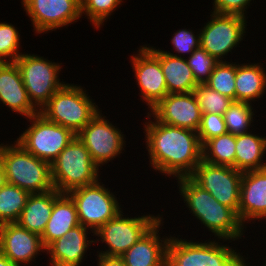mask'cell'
<instances>
[{"label": "cell", "mask_w": 266, "mask_h": 266, "mask_svg": "<svg viewBox=\"0 0 266 266\" xmlns=\"http://www.w3.org/2000/svg\"><path fill=\"white\" fill-rule=\"evenodd\" d=\"M145 132L154 170L177 178L189 177L202 160V145L196 131L156 120L145 125Z\"/></svg>", "instance_id": "cell-1"}, {"label": "cell", "mask_w": 266, "mask_h": 266, "mask_svg": "<svg viewBox=\"0 0 266 266\" xmlns=\"http://www.w3.org/2000/svg\"><path fill=\"white\" fill-rule=\"evenodd\" d=\"M178 180L179 192L187 207L209 231L224 240L241 238L244 224L233 209L219 203L190 177H180Z\"/></svg>", "instance_id": "cell-2"}, {"label": "cell", "mask_w": 266, "mask_h": 266, "mask_svg": "<svg viewBox=\"0 0 266 266\" xmlns=\"http://www.w3.org/2000/svg\"><path fill=\"white\" fill-rule=\"evenodd\" d=\"M2 145H0V160L7 183L29 193H43L54 189L49 162L35 157L17 142L14 146Z\"/></svg>", "instance_id": "cell-3"}, {"label": "cell", "mask_w": 266, "mask_h": 266, "mask_svg": "<svg viewBox=\"0 0 266 266\" xmlns=\"http://www.w3.org/2000/svg\"><path fill=\"white\" fill-rule=\"evenodd\" d=\"M98 169L76 135L51 163L54 189L60 193H68L75 188L94 184L98 181Z\"/></svg>", "instance_id": "cell-4"}, {"label": "cell", "mask_w": 266, "mask_h": 266, "mask_svg": "<svg viewBox=\"0 0 266 266\" xmlns=\"http://www.w3.org/2000/svg\"><path fill=\"white\" fill-rule=\"evenodd\" d=\"M97 107L80 86L64 83L39 113L77 135L98 113Z\"/></svg>", "instance_id": "cell-5"}, {"label": "cell", "mask_w": 266, "mask_h": 266, "mask_svg": "<svg viewBox=\"0 0 266 266\" xmlns=\"http://www.w3.org/2000/svg\"><path fill=\"white\" fill-rule=\"evenodd\" d=\"M167 266H247L243 256L217 242H187L170 238L167 247Z\"/></svg>", "instance_id": "cell-6"}, {"label": "cell", "mask_w": 266, "mask_h": 266, "mask_svg": "<svg viewBox=\"0 0 266 266\" xmlns=\"http://www.w3.org/2000/svg\"><path fill=\"white\" fill-rule=\"evenodd\" d=\"M33 121L17 139L26 151L50 164L60 152L76 137L70 129L49 121L37 113L29 118Z\"/></svg>", "instance_id": "cell-7"}, {"label": "cell", "mask_w": 266, "mask_h": 266, "mask_svg": "<svg viewBox=\"0 0 266 266\" xmlns=\"http://www.w3.org/2000/svg\"><path fill=\"white\" fill-rule=\"evenodd\" d=\"M67 194L76 205L79 223L90 228L92 233L121 211L115 196L98 181L75 188Z\"/></svg>", "instance_id": "cell-8"}, {"label": "cell", "mask_w": 266, "mask_h": 266, "mask_svg": "<svg viewBox=\"0 0 266 266\" xmlns=\"http://www.w3.org/2000/svg\"><path fill=\"white\" fill-rule=\"evenodd\" d=\"M15 62L20 69L28 96L38 109L64 85L58 78L61 66L56 63L30 54H22Z\"/></svg>", "instance_id": "cell-9"}, {"label": "cell", "mask_w": 266, "mask_h": 266, "mask_svg": "<svg viewBox=\"0 0 266 266\" xmlns=\"http://www.w3.org/2000/svg\"><path fill=\"white\" fill-rule=\"evenodd\" d=\"M243 172L233 167L213 165L201 160L189 176L216 200L238 214Z\"/></svg>", "instance_id": "cell-10"}, {"label": "cell", "mask_w": 266, "mask_h": 266, "mask_svg": "<svg viewBox=\"0 0 266 266\" xmlns=\"http://www.w3.org/2000/svg\"><path fill=\"white\" fill-rule=\"evenodd\" d=\"M122 216V211H120L94 233L109 246L108 250L103 253L99 252V254L121 257L161 219L151 215L135 218Z\"/></svg>", "instance_id": "cell-11"}, {"label": "cell", "mask_w": 266, "mask_h": 266, "mask_svg": "<svg viewBox=\"0 0 266 266\" xmlns=\"http://www.w3.org/2000/svg\"><path fill=\"white\" fill-rule=\"evenodd\" d=\"M211 17V20L198 34L200 47L217 61L222 62L223 55L231 52L233 47H236L239 41L243 39V33H246V17L214 12H212Z\"/></svg>", "instance_id": "cell-12"}, {"label": "cell", "mask_w": 266, "mask_h": 266, "mask_svg": "<svg viewBox=\"0 0 266 266\" xmlns=\"http://www.w3.org/2000/svg\"><path fill=\"white\" fill-rule=\"evenodd\" d=\"M123 136L119 129L101 116L100 111L77 134L98 167L122 153Z\"/></svg>", "instance_id": "cell-13"}, {"label": "cell", "mask_w": 266, "mask_h": 266, "mask_svg": "<svg viewBox=\"0 0 266 266\" xmlns=\"http://www.w3.org/2000/svg\"><path fill=\"white\" fill-rule=\"evenodd\" d=\"M36 33L56 30L82 16L80 0H22ZM56 28V29H55Z\"/></svg>", "instance_id": "cell-14"}, {"label": "cell", "mask_w": 266, "mask_h": 266, "mask_svg": "<svg viewBox=\"0 0 266 266\" xmlns=\"http://www.w3.org/2000/svg\"><path fill=\"white\" fill-rule=\"evenodd\" d=\"M162 124L198 131L202 112L193 92L167 94L151 109Z\"/></svg>", "instance_id": "cell-15"}, {"label": "cell", "mask_w": 266, "mask_h": 266, "mask_svg": "<svg viewBox=\"0 0 266 266\" xmlns=\"http://www.w3.org/2000/svg\"><path fill=\"white\" fill-rule=\"evenodd\" d=\"M137 55L131 62L142 98L152 109L168 94L165 77L159 59L146 46Z\"/></svg>", "instance_id": "cell-16"}, {"label": "cell", "mask_w": 266, "mask_h": 266, "mask_svg": "<svg viewBox=\"0 0 266 266\" xmlns=\"http://www.w3.org/2000/svg\"><path fill=\"white\" fill-rule=\"evenodd\" d=\"M41 250L46 249L40 235L18 223L0 225V252L16 266L30 263Z\"/></svg>", "instance_id": "cell-17"}, {"label": "cell", "mask_w": 266, "mask_h": 266, "mask_svg": "<svg viewBox=\"0 0 266 266\" xmlns=\"http://www.w3.org/2000/svg\"><path fill=\"white\" fill-rule=\"evenodd\" d=\"M0 101L27 118L39 113L28 96L16 62H0Z\"/></svg>", "instance_id": "cell-18"}, {"label": "cell", "mask_w": 266, "mask_h": 266, "mask_svg": "<svg viewBox=\"0 0 266 266\" xmlns=\"http://www.w3.org/2000/svg\"><path fill=\"white\" fill-rule=\"evenodd\" d=\"M238 217L242 224L250 218L266 219V168L243 172Z\"/></svg>", "instance_id": "cell-19"}, {"label": "cell", "mask_w": 266, "mask_h": 266, "mask_svg": "<svg viewBox=\"0 0 266 266\" xmlns=\"http://www.w3.org/2000/svg\"><path fill=\"white\" fill-rule=\"evenodd\" d=\"M161 221L160 219L121 256L126 266H167V247L170 238L162 241L157 235Z\"/></svg>", "instance_id": "cell-20"}, {"label": "cell", "mask_w": 266, "mask_h": 266, "mask_svg": "<svg viewBox=\"0 0 266 266\" xmlns=\"http://www.w3.org/2000/svg\"><path fill=\"white\" fill-rule=\"evenodd\" d=\"M87 227L78 225L64 236L52 242L46 251L50 253L52 266H79L85 251L93 240H87Z\"/></svg>", "instance_id": "cell-21"}, {"label": "cell", "mask_w": 266, "mask_h": 266, "mask_svg": "<svg viewBox=\"0 0 266 266\" xmlns=\"http://www.w3.org/2000/svg\"><path fill=\"white\" fill-rule=\"evenodd\" d=\"M160 61L168 94L190 93L198 86L188 62L181 55L147 47Z\"/></svg>", "instance_id": "cell-22"}, {"label": "cell", "mask_w": 266, "mask_h": 266, "mask_svg": "<svg viewBox=\"0 0 266 266\" xmlns=\"http://www.w3.org/2000/svg\"><path fill=\"white\" fill-rule=\"evenodd\" d=\"M61 194L56 189L43 193H30L17 223L41 236L52 214L54 201Z\"/></svg>", "instance_id": "cell-23"}, {"label": "cell", "mask_w": 266, "mask_h": 266, "mask_svg": "<svg viewBox=\"0 0 266 266\" xmlns=\"http://www.w3.org/2000/svg\"><path fill=\"white\" fill-rule=\"evenodd\" d=\"M80 225L74 201L67 193H62L53 205L52 214L41 235V240L46 249L52 242L64 236L69 230Z\"/></svg>", "instance_id": "cell-24"}, {"label": "cell", "mask_w": 266, "mask_h": 266, "mask_svg": "<svg viewBox=\"0 0 266 266\" xmlns=\"http://www.w3.org/2000/svg\"><path fill=\"white\" fill-rule=\"evenodd\" d=\"M235 148L236 170L245 172L266 168V163L261 162L266 152L265 137H259L250 132L236 135Z\"/></svg>", "instance_id": "cell-25"}, {"label": "cell", "mask_w": 266, "mask_h": 266, "mask_svg": "<svg viewBox=\"0 0 266 266\" xmlns=\"http://www.w3.org/2000/svg\"><path fill=\"white\" fill-rule=\"evenodd\" d=\"M266 74L258 63L236 64L235 101L248 102L260 98L266 90Z\"/></svg>", "instance_id": "cell-26"}, {"label": "cell", "mask_w": 266, "mask_h": 266, "mask_svg": "<svg viewBox=\"0 0 266 266\" xmlns=\"http://www.w3.org/2000/svg\"><path fill=\"white\" fill-rule=\"evenodd\" d=\"M235 146L236 135L227 132L214 137L202 145V160L213 165L235 168Z\"/></svg>", "instance_id": "cell-27"}, {"label": "cell", "mask_w": 266, "mask_h": 266, "mask_svg": "<svg viewBox=\"0 0 266 266\" xmlns=\"http://www.w3.org/2000/svg\"><path fill=\"white\" fill-rule=\"evenodd\" d=\"M29 194L28 191L9 183L0 189V225L17 223Z\"/></svg>", "instance_id": "cell-28"}, {"label": "cell", "mask_w": 266, "mask_h": 266, "mask_svg": "<svg viewBox=\"0 0 266 266\" xmlns=\"http://www.w3.org/2000/svg\"><path fill=\"white\" fill-rule=\"evenodd\" d=\"M248 102L233 101L223 114L228 133L240 135L248 133L247 129L253 121V108Z\"/></svg>", "instance_id": "cell-29"}, {"label": "cell", "mask_w": 266, "mask_h": 266, "mask_svg": "<svg viewBox=\"0 0 266 266\" xmlns=\"http://www.w3.org/2000/svg\"><path fill=\"white\" fill-rule=\"evenodd\" d=\"M236 64L219 62L205 83L207 86L235 101Z\"/></svg>", "instance_id": "cell-30"}, {"label": "cell", "mask_w": 266, "mask_h": 266, "mask_svg": "<svg viewBox=\"0 0 266 266\" xmlns=\"http://www.w3.org/2000/svg\"><path fill=\"white\" fill-rule=\"evenodd\" d=\"M193 93L202 113L223 115L233 102L206 84H198Z\"/></svg>", "instance_id": "cell-31"}, {"label": "cell", "mask_w": 266, "mask_h": 266, "mask_svg": "<svg viewBox=\"0 0 266 266\" xmlns=\"http://www.w3.org/2000/svg\"><path fill=\"white\" fill-rule=\"evenodd\" d=\"M197 84H205L219 63L206 50L199 47L186 59Z\"/></svg>", "instance_id": "cell-32"}, {"label": "cell", "mask_w": 266, "mask_h": 266, "mask_svg": "<svg viewBox=\"0 0 266 266\" xmlns=\"http://www.w3.org/2000/svg\"><path fill=\"white\" fill-rule=\"evenodd\" d=\"M19 37L18 31L13 25L0 23V62H7V60L15 62L22 55L18 51Z\"/></svg>", "instance_id": "cell-33"}, {"label": "cell", "mask_w": 266, "mask_h": 266, "mask_svg": "<svg viewBox=\"0 0 266 266\" xmlns=\"http://www.w3.org/2000/svg\"><path fill=\"white\" fill-rule=\"evenodd\" d=\"M122 0H81V13L88 18L98 29L104 20L111 15V12L121 5Z\"/></svg>", "instance_id": "cell-34"}, {"label": "cell", "mask_w": 266, "mask_h": 266, "mask_svg": "<svg viewBox=\"0 0 266 266\" xmlns=\"http://www.w3.org/2000/svg\"><path fill=\"white\" fill-rule=\"evenodd\" d=\"M226 133L227 129L223 115L202 113L201 124L197 131L201 145Z\"/></svg>", "instance_id": "cell-35"}, {"label": "cell", "mask_w": 266, "mask_h": 266, "mask_svg": "<svg viewBox=\"0 0 266 266\" xmlns=\"http://www.w3.org/2000/svg\"><path fill=\"white\" fill-rule=\"evenodd\" d=\"M171 41L178 53L192 54L200 47V36L197 38L192 31L186 29L177 31Z\"/></svg>", "instance_id": "cell-36"}, {"label": "cell", "mask_w": 266, "mask_h": 266, "mask_svg": "<svg viewBox=\"0 0 266 266\" xmlns=\"http://www.w3.org/2000/svg\"><path fill=\"white\" fill-rule=\"evenodd\" d=\"M251 0H214V13L238 15L245 17L246 5H249Z\"/></svg>", "instance_id": "cell-37"}, {"label": "cell", "mask_w": 266, "mask_h": 266, "mask_svg": "<svg viewBox=\"0 0 266 266\" xmlns=\"http://www.w3.org/2000/svg\"><path fill=\"white\" fill-rule=\"evenodd\" d=\"M98 266H126L122 257L98 254Z\"/></svg>", "instance_id": "cell-38"}, {"label": "cell", "mask_w": 266, "mask_h": 266, "mask_svg": "<svg viewBox=\"0 0 266 266\" xmlns=\"http://www.w3.org/2000/svg\"><path fill=\"white\" fill-rule=\"evenodd\" d=\"M7 183L5 170L0 160V189Z\"/></svg>", "instance_id": "cell-39"}, {"label": "cell", "mask_w": 266, "mask_h": 266, "mask_svg": "<svg viewBox=\"0 0 266 266\" xmlns=\"http://www.w3.org/2000/svg\"><path fill=\"white\" fill-rule=\"evenodd\" d=\"M0 266H16L0 252Z\"/></svg>", "instance_id": "cell-40"}]
</instances>
